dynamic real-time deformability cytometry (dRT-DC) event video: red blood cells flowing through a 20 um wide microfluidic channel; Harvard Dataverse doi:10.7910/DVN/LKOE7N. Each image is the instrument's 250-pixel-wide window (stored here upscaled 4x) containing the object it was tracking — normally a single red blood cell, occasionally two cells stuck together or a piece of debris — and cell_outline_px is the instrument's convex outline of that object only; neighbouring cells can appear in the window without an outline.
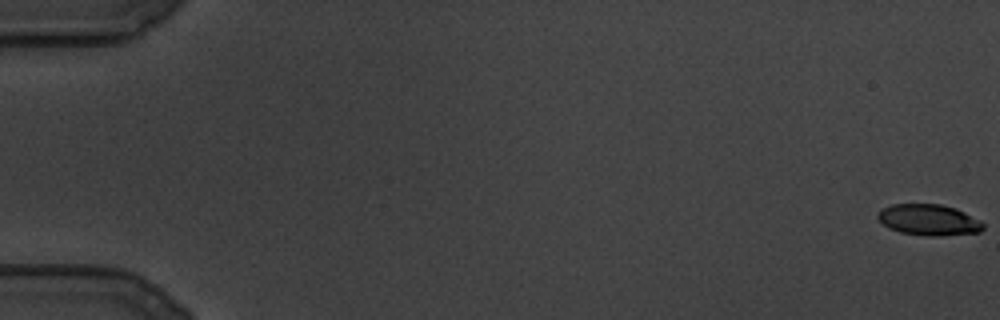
{"species": "common noctule bat (a hibernating species)", "species_latin": "Nyctalus noctula", "temperature_condition": "cold", "stored_images_in_passage": 34, "camera_frame_rate_fps": 3000, "um_per_image_px": 0.085, "animal": {"sex": "male", "body_mass_g": 19.5, "forearm_length_mm": 54.6}, "frame": {"image": 1, "passage_image": 1, "time_ms": 0.0, "image_size_px": [1000, 320], "cell_outline_px": [[984, 228], [980, 232], [936, 236], [928, 236], [900, 232], [888, 228], [876, 216], [880, 208], [892, 204], [940, 204], [956, 208], [980, 220], [984, 224]], "centroid_in_image_um": [78.93, 18.68], "position_along_channel_um": 6.1, "area_um2": 19.13}}